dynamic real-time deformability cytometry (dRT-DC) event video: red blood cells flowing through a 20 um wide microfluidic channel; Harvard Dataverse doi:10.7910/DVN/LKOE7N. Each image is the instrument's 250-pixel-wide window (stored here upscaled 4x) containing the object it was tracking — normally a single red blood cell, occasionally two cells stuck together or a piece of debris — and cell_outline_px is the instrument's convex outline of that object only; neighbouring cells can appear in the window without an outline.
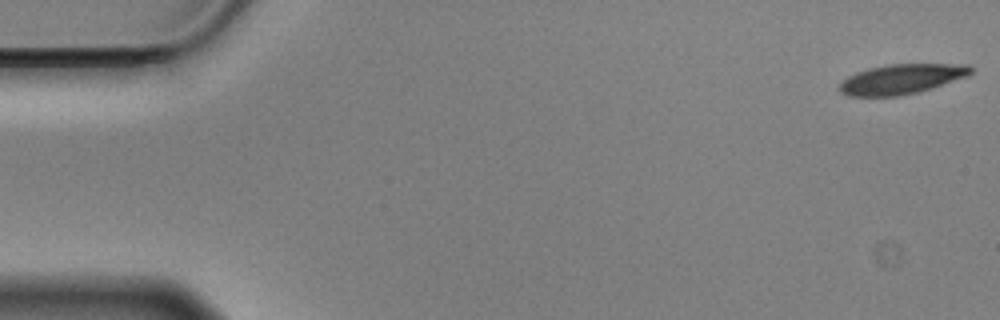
{"species": "Egyptian fruit bat (a non-hibernating species)", "species_latin": "Rousettus aegyptiacus", "temperature_condition": "cold", "stored_images_in_passage": 57, "camera_frame_rate_fps": 3000, "um_per_image_px": 0.085, "animal": {"sex": "male"}, "frame": {"image": 1, "passage_image": 1, "time_ms": 0.0, "image_size_px": [1000, 320], "cell_outline_px": [[972, 72], [968, 76], [916, 92], [896, 96], [848, 96], [840, 92], [836, 88], [848, 76], [856, 72], [868, 68], [888, 64], [968, 64], [972, 68]], "centroid_in_image_um": [76.59, 6.71], "position_along_channel_um": 8.4, "area_um2": 22.72}}
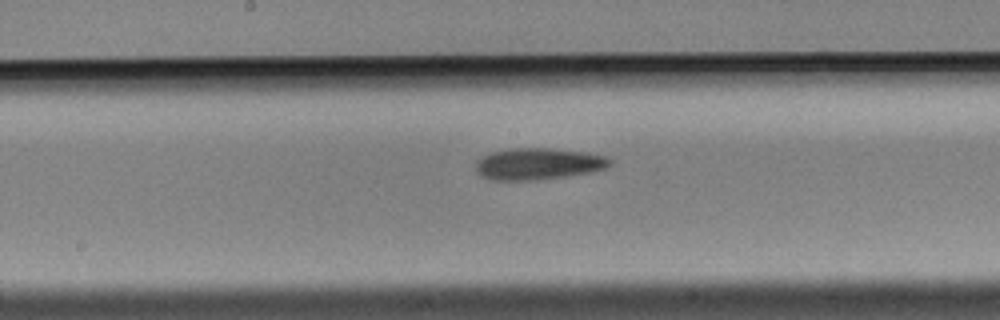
{"frame": {"image": 2, "passage_image": 29, "time_ms": 9.333, "image_size_px": [1000, 320], "cell_outline_px": [[612, 164], [604, 168], [592, 172], [536, 180], [492, 180], [480, 176], [476, 172], [476, 160], [480, 156], [492, 152], [512, 148], [548, 148], [588, 152], [604, 156], [612, 160]], "centroid_in_image_um": [45.71, 13.92], "position_along_channel_um": 202.5, "area_um2": 24.85}}
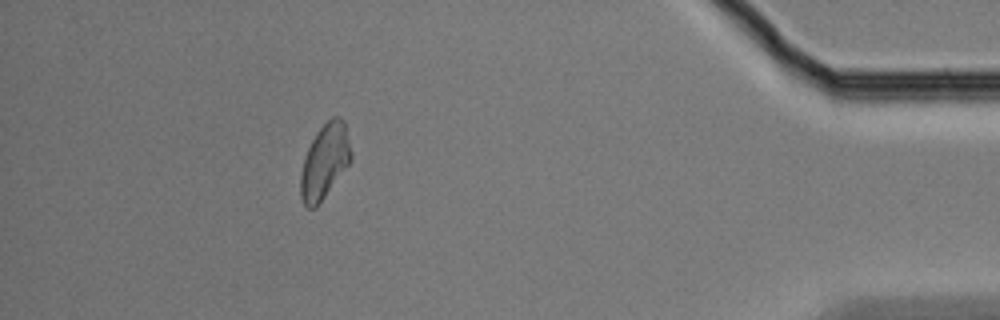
{"frame": {"image": 3, "passage_image": 51, "time_ms": 16.667, "image_size_px": [1000, 320], "cell_outline_px": [[352, 156], [348, 164], [316, 208], [308, 208], [304, 204], [300, 196], [300, 172], [304, 156], [316, 132], [332, 116], [340, 116], [344, 120], [352, 152]], "centroid_in_image_um": [27.58, 13.7], "position_along_channel_um": 407.6, "area_um2": 21.85}, "authors_computed_cell_mechanics": {"area_um2": 23.5246, "velocity_mm_per_s": 3.5179, "shape_relaxation_time_tau1_ms": 7.3213, "shape_relaxation_time_tau2_ms": null, "deformation_change_tau1": 0.1373, "deformation_change_tau2": null}}